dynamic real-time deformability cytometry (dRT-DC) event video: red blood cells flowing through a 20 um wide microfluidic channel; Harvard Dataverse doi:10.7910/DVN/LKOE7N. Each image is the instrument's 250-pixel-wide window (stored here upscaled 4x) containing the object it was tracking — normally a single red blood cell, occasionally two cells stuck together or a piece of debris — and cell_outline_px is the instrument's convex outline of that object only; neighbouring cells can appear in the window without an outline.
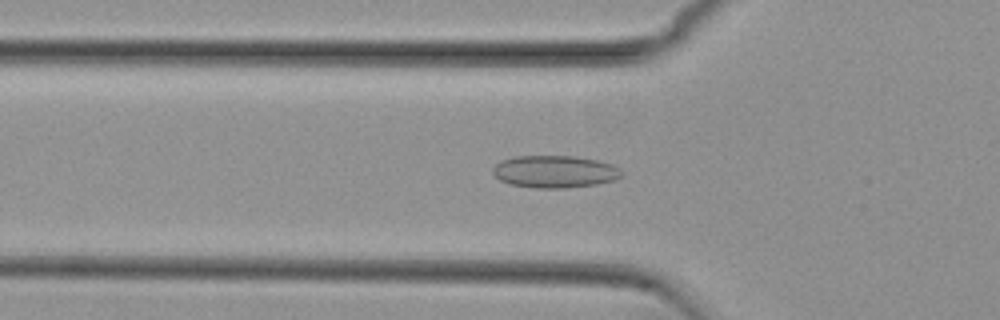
{"species": "common noctule bat (a hibernating species)", "species_latin": "Nyctalus noctula", "temperature_condition": "cold", "stored_images_in_passage": 40, "camera_frame_rate_fps": 3000, "um_per_image_px": 0.085, "animal": {"sex": "female", "body_mass_g": 29.2, "forearm_length_mm": 56.3}, "frame": {"image": 1, "passage_image": 4, "time_ms": 1.0, "image_size_px": [1000, 320], "cell_outline_px": [[624, 176], [616, 180], [596, 184], [564, 188], [536, 188], [512, 184], [500, 180], [492, 172], [492, 168], [500, 160], [516, 156], [576, 156], [596, 160], [612, 164], [620, 168], [624, 172]], "centroid_in_image_um": [47.2, 14.58], "position_along_channel_um": 78.6, "area_um2": 24.39}}
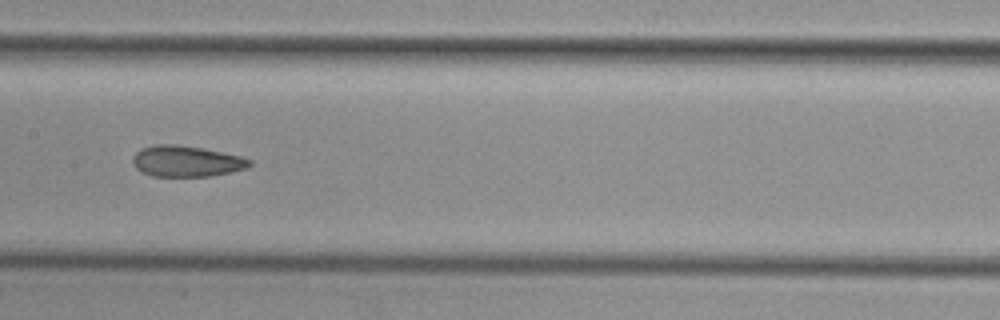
{"frame": {"image": 2, "passage_image": 13, "time_ms": 4.0, "image_size_px": [1000, 320], "cell_outline_px": [[252, 164], [248, 168], [208, 176], [152, 176], [140, 172], [132, 164], [132, 156], [140, 148], [156, 144], [176, 144], [204, 148], [240, 156], [252, 160]], "centroid_in_image_um": [15.8, 13.69], "position_along_channel_um": 191.6, "area_um2": 21.27}}
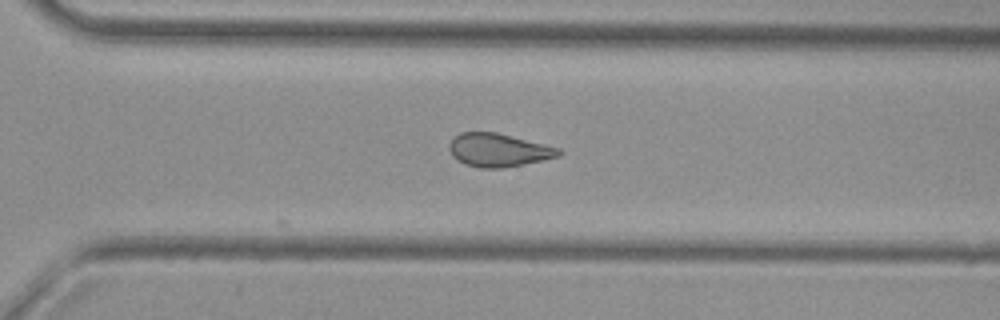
{"frame": {"image": 3, "passage_image": 24, "time_ms": 7.667, "image_size_px": [1000, 320], "cell_outline_px": [[560, 156], [524, 164], [504, 168], [480, 168], [464, 164], [452, 156], [448, 148], [448, 144], [460, 132], [496, 132], [560, 148]], "centroid_in_image_um": [42.34, 12.76], "position_along_channel_um": 328.3, "area_um2": 21.15}}